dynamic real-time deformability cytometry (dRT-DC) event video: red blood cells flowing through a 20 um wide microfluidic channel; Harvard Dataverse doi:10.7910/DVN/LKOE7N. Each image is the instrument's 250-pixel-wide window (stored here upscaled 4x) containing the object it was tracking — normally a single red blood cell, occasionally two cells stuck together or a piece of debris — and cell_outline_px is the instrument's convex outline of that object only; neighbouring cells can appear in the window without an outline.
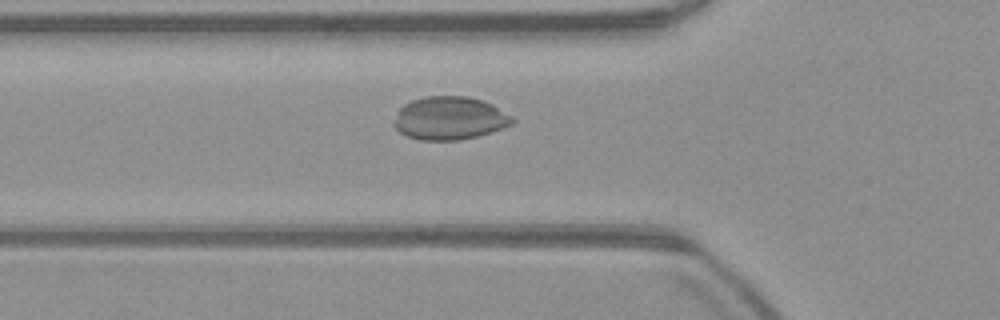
{"species": "common noctule bat (a hibernating species)", "species_latin": "Nyctalus noctula", "temperature_condition": "warm", "stored_images_in_passage": 52, "camera_frame_rate_fps": 3000, "um_per_image_px": 0.085, "animal": {"sex": "male", "body_mass_g": 23.1, "forearm_length_mm": 52.7}, "frame": {"image": 1, "passage_image": 18, "time_ms": 5.667, "image_size_px": [1000, 320], "cell_outline_px": [[516, 120], [512, 124], [504, 128], [492, 132], [476, 136], [456, 140], [420, 140], [408, 136], [400, 132], [392, 124], [396, 112], [404, 104], [412, 100], [424, 96], [468, 96], [484, 100], [492, 104], [512, 116]], "centroid_in_image_um": [38.22, 10.04], "position_along_channel_um": 87.6, "area_um2": 29.94}}
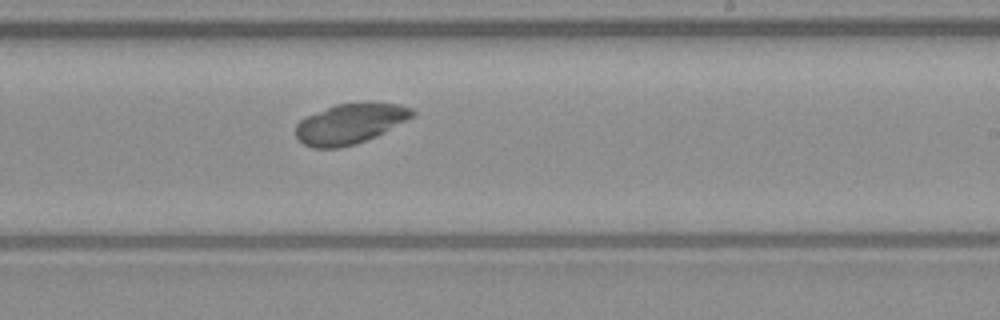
{"frame": {"image": 2, "passage_image": 31, "time_ms": 10.0, "image_size_px": [1000, 320], "cell_outline_px": [[416, 116], [376, 136], [356, 144], [340, 148], [312, 148], [304, 144], [296, 136], [296, 124], [304, 116], [336, 104], [368, 100], [372, 100], [400, 104], [412, 108], [416, 112]], "centroid_in_image_um": [29.8, 10.47], "position_along_channel_um": 259.2, "area_um2": 28.15}}
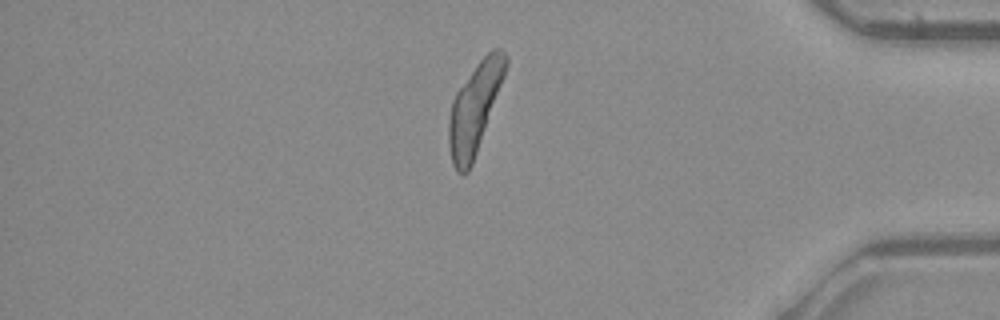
{"frame": {"image": 3, "passage_image": 44, "time_ms": 14.333, "image_size_px": [1000, 320], "cell_outline_px": [[508, 64], [504, 76], [472, 164], [468, 172], [464, 176], [456, 172], [452, 164], [448, 144], [448, 120], [452, 100], [456, 92], [476, 64], [492, 48], [500, 48], [508, 56]], "centroid_in_image_um": [40.32, 9.21], "position_along_channel_um": 394.9, "area_um2": 29.54}, "authors_computed_cell_mechanics": {"area_um2": 28.5243, "velocity_mm_per_s": 3.9434, "shape_relaxation_time_tau1_ms": 0.5757, "shape_relaxation_time_tau2_ms": 7.8745, "deformation_change_tau1": 0.0145, "deformation_change_tau2": 0.129}}